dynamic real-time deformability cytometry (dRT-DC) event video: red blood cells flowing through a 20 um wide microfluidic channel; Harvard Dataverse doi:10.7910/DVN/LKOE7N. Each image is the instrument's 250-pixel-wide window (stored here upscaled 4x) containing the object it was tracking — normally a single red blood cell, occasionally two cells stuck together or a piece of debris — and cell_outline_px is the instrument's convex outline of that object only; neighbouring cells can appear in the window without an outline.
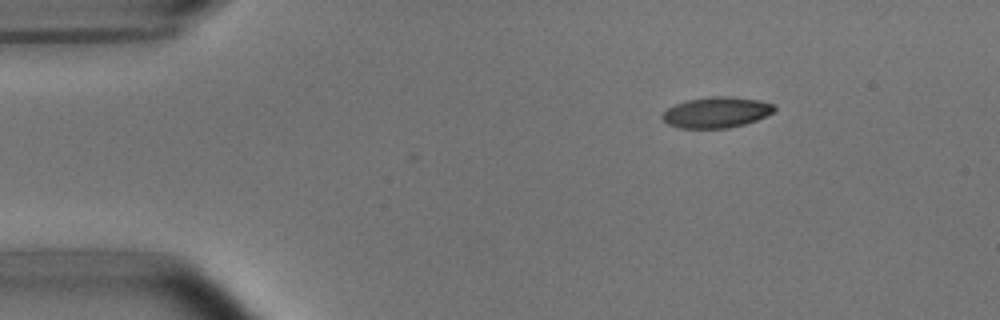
{"species": "common noctule bat (a hibernating species)", "species_latin": "Nyctalus noctula", "temperature_condition": "room temperature", "stored_images_in_passage": 3, "camera_frame_rate_fps": 3000, "um_per_image_px": 0.085, "animal": {"sex": "male", "body_mass_g": 15.6}, "frame": {"image": 1, "passage_image": 1, "time_ms": 0.0, "image_size_px": [1000, 320], "cell_outline_px": [[776, 108], [772, 112], [756, 120], [744, 124], [728, 128], [680, 128], [668, 124], [660, 116], [668, 108], [676, 104], [688, 100], [712, 96], [732, 96], [756, 100], [776, 104]], "centroid_in_image_um": [60.89, 9.55], "position_along_channel_um": 24.1, "area_um2": 19.94}}